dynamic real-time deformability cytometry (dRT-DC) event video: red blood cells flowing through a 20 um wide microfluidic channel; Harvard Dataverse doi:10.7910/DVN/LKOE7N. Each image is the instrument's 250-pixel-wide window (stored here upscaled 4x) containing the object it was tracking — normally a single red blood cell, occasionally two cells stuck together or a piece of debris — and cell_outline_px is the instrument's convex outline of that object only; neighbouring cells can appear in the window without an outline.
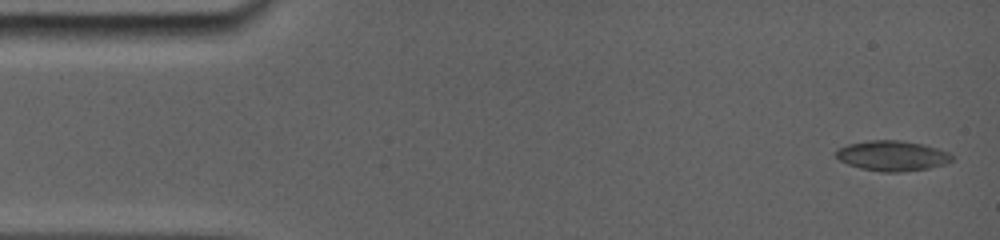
{"species": "common noctule bat (a hibernating species)", "species_latin": "Nyctalus noctula", "temperature_condition": "room temperature", "stored_images_in_passage": 13, "camera_frame_rate_fps": 5000, "um_per_image_px": 0.085, "animal": {"sex": "female", "body_mass_g": 19.0, "forearm_length_mm": 56.7}, "frame": {"image": 1, "passage_image": 1, "time_ms": 0.0, "image_size_px": [1000, 240], "cell_outline_px": [[940, 160], [924, 168], [896, 172], [888, 172], [864, 168], [852, 164], [836, 156], [836, 152], [852, 144], [880, 140], [892, 140], [916, 144], [928, 148]], "centroid_in_image_um": [75.49, 13.24], "position_along_channel_um": 9.5, "area_um2": 17.05}}
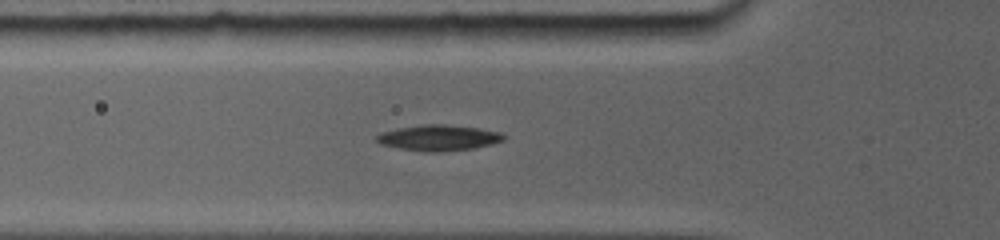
{"frame": {"image": 2, "passage_image": 11, "time_ms": 5.0, "image_size_px": [1000, 240], "cell_outline_px": [[504, 140], [472, 148], [436, 152], [432, 152], [400, 148], [384, 144], [376, 140], [376, 136], [384, 132], [400, 128], [428, 124], [444, 124], [476, 128], [496, 132], [504, 136]], "centroid_in_image_um": [37.27, 11.71], "position_along_channel_um": 88.5, "area_um2": 18.21}}
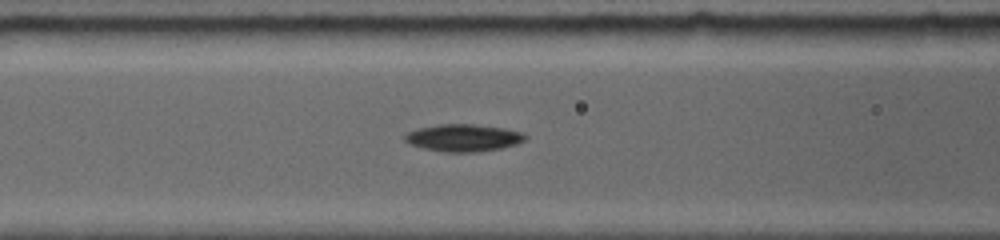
{"frame": {"image": 3, "passage_image": 13, "time_ms": 6.0, "image_size_px": [1000, 240], "cell_outline_px": [[524, 140], [500, 148], [472, 152], [444, 152], [424, 148], [412, 144], [404, 140], [404, 136], [408, 132], [420, 128], [440, 124], [472, 124], [500, 128], [520, 132], [524, 136]], "centroid_in_image_um": [39.31, 11.71], "position_along_channel_um": 127.3, "area_um2": 18.44}}